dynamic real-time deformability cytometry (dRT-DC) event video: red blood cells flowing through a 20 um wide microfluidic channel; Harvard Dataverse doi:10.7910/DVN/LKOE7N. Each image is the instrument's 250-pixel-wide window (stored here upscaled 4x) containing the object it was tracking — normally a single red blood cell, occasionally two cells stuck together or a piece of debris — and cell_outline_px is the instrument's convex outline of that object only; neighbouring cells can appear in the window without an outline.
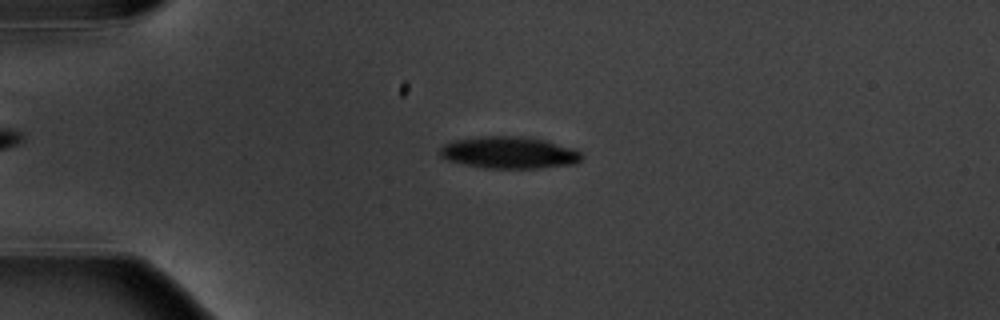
{"species": "common noctule bat (a hibernating species)", "species_latin": "Nyctalus noctula", "temperature_condition": "warm", "stored_images_in_passage": 6, "camera_frame_rate_fps": 3000, "um_per_image_px": 0.085, "animal": {"sex": "male", "body_mass_g": 20.1, "forearm_length_mm": 53.5}, "frame": {"image": 1, "passage_image": 4, "time_ms": 3.333, "image_size_px": [1000, 320], "cell_outline_px": [[584, 156], [576, 164], [540, 168], [484, 168], [464, 164], [448, 160], [440, 156], [440, 148], [444, 144], [452, 140], [480, 136], [528, 136], [548, 140], [576, 148]], "centroid_in_image_um": [43.33, 12.96], "position_along_channel_um": 41.7, "area_um2": 26.88}}